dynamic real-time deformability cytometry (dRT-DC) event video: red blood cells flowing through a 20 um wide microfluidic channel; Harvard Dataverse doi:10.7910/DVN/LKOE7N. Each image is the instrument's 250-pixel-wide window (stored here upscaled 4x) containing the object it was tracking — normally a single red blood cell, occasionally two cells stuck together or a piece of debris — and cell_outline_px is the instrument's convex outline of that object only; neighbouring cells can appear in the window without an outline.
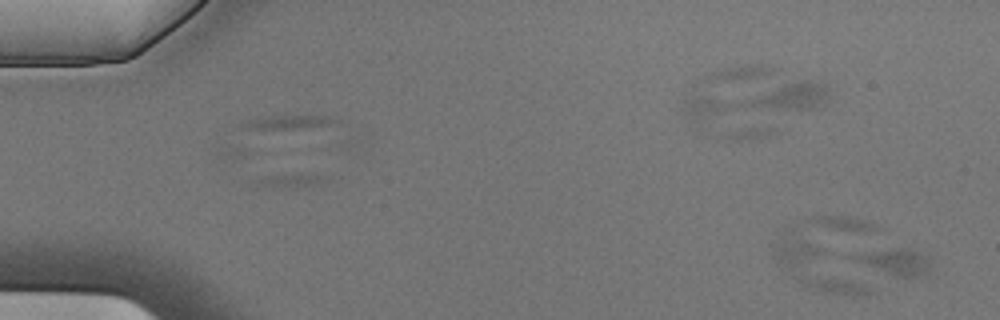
{"species": "Egyptian fruit bat (a non-hibernating species)", "species_latin": "Rousettus aegyptiacus", "temperature_condition": "cold", "stored_images_in_passage": 2, "camera_frame_rate_fps": 3000, "um_per_image_px": 0.085, "animal": {"sex": "male"}, "frame": {"image": 1, "passage_image": 2, "time_ms": 0.333, "image_size_px": [1000, 320], "cell_outline_px": [[932, 272], [924, 276], [900, 276], [852, 260], [844, 256], [864, 252], [900, 248], [912, 248], [928, 256]], "centroid_in_image_um": [76.17, 22.22], "position_along_channel_um": 8.8, "area_um2": 11.56}}